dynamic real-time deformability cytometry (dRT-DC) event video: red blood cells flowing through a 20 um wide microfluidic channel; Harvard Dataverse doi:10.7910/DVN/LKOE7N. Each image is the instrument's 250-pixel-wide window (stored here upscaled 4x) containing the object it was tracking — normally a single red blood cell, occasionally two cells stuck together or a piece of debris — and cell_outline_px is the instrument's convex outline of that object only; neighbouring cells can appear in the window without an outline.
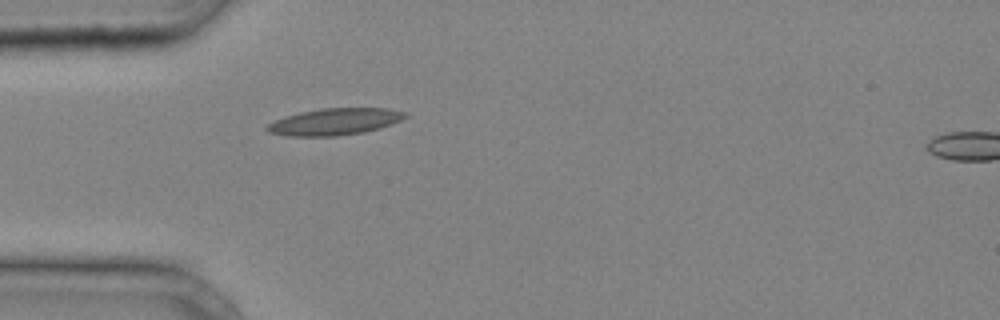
{"species": "common noctule bat (a hibernating species)", "species_latin": "Nyctalus noctula", "temperature_condition": "cold", "stored_images_in_passage": 26, "camera_frame_rate_fps": 3000, "um_per_image_px": 0.085, "animal": {"sex": "male", "body_mass_g": 20.4}, "frame": {"image": 1, "passage_image": 1, "time_ms": 0.0, "image_size_px": [1000, 320], "cell_outline_px": [[408, 116], [392, 124], [380, 128], [364, 132], [336, 136], [288, 136], [268, 132], [264, 128], [268, 124], [276, 120], [300, 112], [320, 108], [388, 108], [408, 112]], "centroid_in_image_um": [28.48, 10.34], "position_along_channel_um": 56.5, "area_um2": 21.56}}
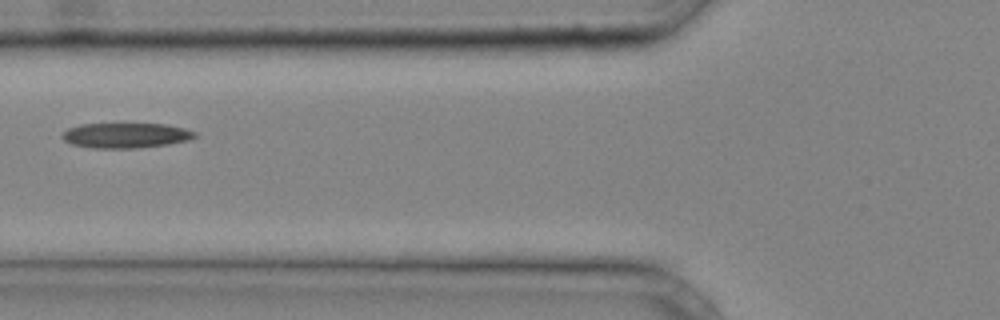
{"frame": {"image": 2, "passage_image": 5, "time_ms": 1.333, "image_size_px": [1000, 320], "cell_outline_px": [[196, 136], [188, 140], [168, 144], [136, 148], [88, 148], [72, 144], [64, 140], [60, 136], [68, 128], [80, 124], [168, 124], [184, 128], [196, 132]], "centroid_in_image_um": [10.67, 11.51], "position_along_channel_um": 115.1, "area_um2": 19.42}}
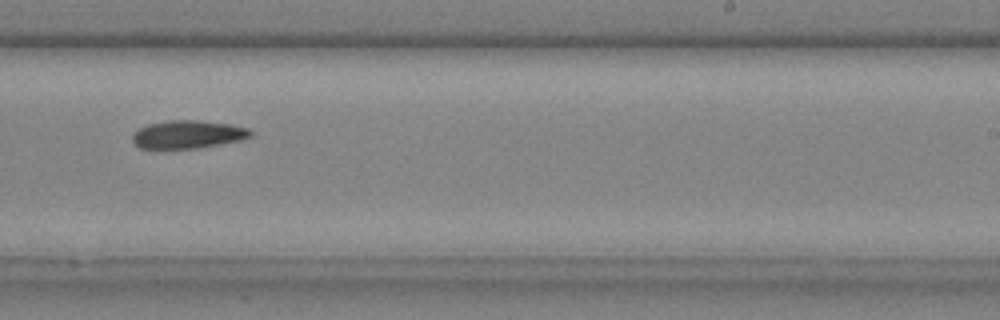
{"frame": {"image": 3, "passage_image": 15, "time_ms": 4.667, "image_size_px": [1000, 320], "cell_outline_px": [[252, 136], [240, 140], [200, 148], [140, 148], [132, 140], [132, 136], [140, 128], [148, 124], [168, 120], [196, 120], [232, 124], [248, 128], [252, 132]], "centroid_in_image_um": [16.0, 11.42], "position_along_channel_um": 273.0, "area_um2": 19.19}}